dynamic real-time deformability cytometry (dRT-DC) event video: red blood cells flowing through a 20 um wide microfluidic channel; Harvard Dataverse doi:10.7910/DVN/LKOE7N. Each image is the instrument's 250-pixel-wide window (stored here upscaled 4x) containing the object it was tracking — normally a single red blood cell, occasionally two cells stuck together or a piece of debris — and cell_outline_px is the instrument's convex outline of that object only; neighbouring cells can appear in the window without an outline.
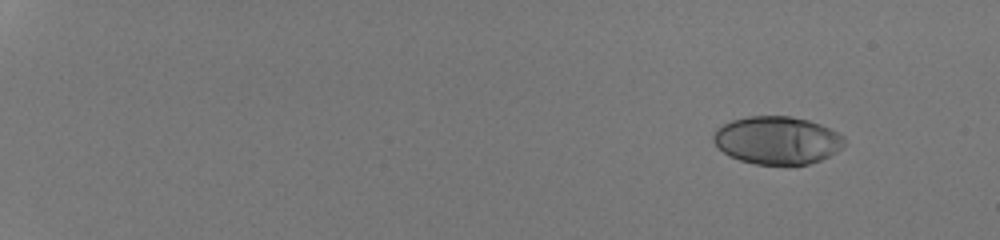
{"species": "human", "species_latin": "Homo sapiens", "temperature_condition": "room temperature", "stored_images_in_passage": 48, "camera_frame_rate_fps": 3000, "um_per_image_px": 0.085, "donor": {"sex": "male"}, "frame": {"image": 1, "passage_image": 1, "time_ms": 0.0, "image_size_px": [1000, 240], "cell_outline_px": [[844, 144], [836, 152], [820, 160], [808, 164], [756, 164], [740, 160], [728, 156], [712, 140], [712, 136], [716, 128], [732, 120], [748, 116], [792, 116], [808, 120], [820, 124], [844, 136]], "centroid_in_image_um": [66.03, 11.91], "position_along_channel_um": 19.0, "area_um2": 36.36}}
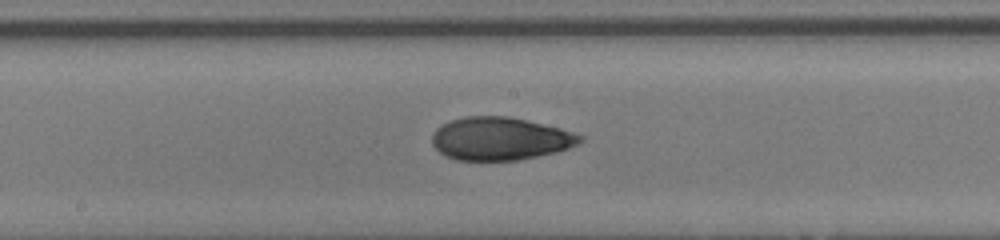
{"frame": {"image": 2, "passage_image": 28, "time_ms": 9.0, "image_size_px": [1000, 240], "cell_outline_px": [[584, 140], [580, 144], [556, 152], [520, 160], [456, 160], [444, 156], [432, 144], [432, 136], [436, 128], [452, 120], [464, 116], [508, 116], [560, 128], [584, 136]], "centroid_in_image_um": [42.52, 11.79], "position_along_channel_um": 205.7, "area_um2": 37.05}}
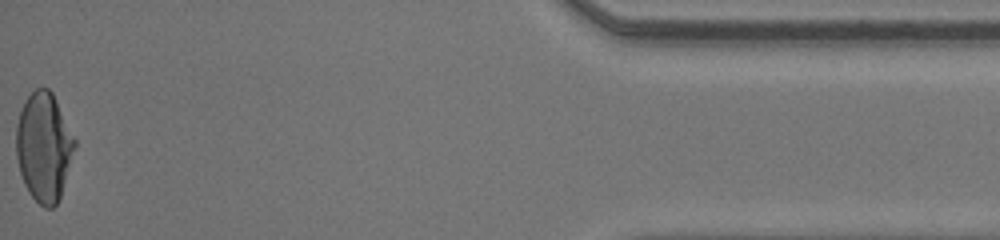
{"frame": {"image": 3, "passage_image": 48, "time_ms": 15.667, "image_size_px": [1000, 240], "cell_outline_px": [[76, 144], [60, 196], [56, 204], [52, 208], [44, 208], [28, 192], [24, 184], [20, 172], [16, 156], [16, 124], [20, 112], [28, 96], [36, 88], [48, 88], [52, 92], [76, 140]], "centroid_in_image_um": [3.72, 12.49], "position_along_channel_um": 431.5, "area_um2": 36.76}, "authors_computed_cell_mechanics": {"area_um2": 36.6741, "velocity_mm_per_s": 4.3285, "shape_relaxation_time_tau1_ms": 8.6035, "shape_relaxation_time_tau2_ms": 1.0706, "deformation_change_tau1": 0.284, "deformation_change_tau2": 0.0591}}